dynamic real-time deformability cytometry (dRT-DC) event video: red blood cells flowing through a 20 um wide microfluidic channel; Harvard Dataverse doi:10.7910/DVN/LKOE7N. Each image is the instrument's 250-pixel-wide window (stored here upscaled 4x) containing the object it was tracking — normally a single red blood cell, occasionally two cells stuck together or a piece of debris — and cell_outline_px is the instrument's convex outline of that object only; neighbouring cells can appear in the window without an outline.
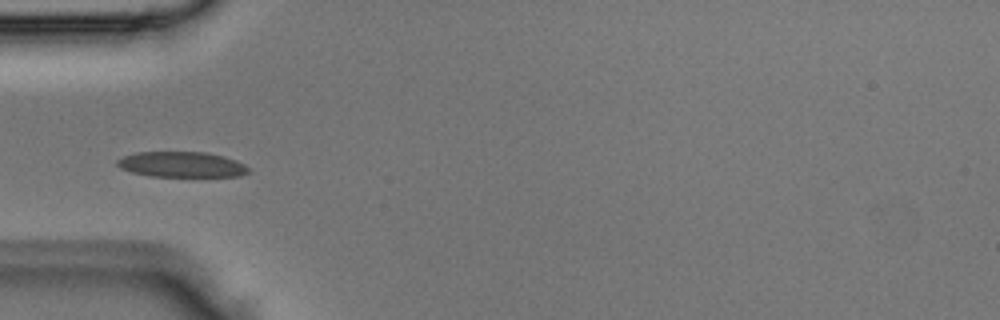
{"species": "Egyptian fruit bat (a non-hibernating species)", "species_latin": "Rousettus aegyptiacus", "temperature_condition": "room temperature", "stored_images_in_passage": 2, "camera_frame_rate_fps": 3000, "um_per_image_px": 0.085, "animal": {"sex": "male"}, "frame": {"image": 1, "passage_image": 1, "time_ms": 0.0, "image_size_px": [1000, 320], "cell_outline_px": [[248, 172], [240, 176], [152, 176], [132, 172], [120, 168], [116, 164], [116, 160], [124, 156], [136, 152], [204, 152], [224, 156], [236, 160], [244, 164], [248, 168]], "centroid_in_image_um": [15.42, 13.97], "position_along_channel_um": 69.6, "area_um2": 19.36}}